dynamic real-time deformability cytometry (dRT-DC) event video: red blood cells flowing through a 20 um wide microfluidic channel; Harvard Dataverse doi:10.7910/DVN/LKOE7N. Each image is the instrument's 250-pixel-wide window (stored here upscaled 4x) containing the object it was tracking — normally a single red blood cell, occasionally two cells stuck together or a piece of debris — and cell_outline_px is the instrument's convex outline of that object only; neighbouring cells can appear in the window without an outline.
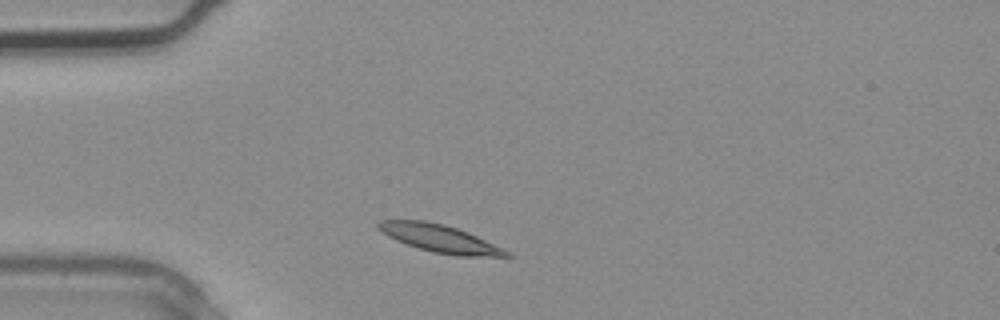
{"species": "common noctule bat (a hibernating species)", "species_latin": "Nyctalus noctula", "temperature_condition": "warm", "stored_images_in_passage": 1, "camera_frame_rate_fps": 3000, "um_per_image_px": 0.085, "animal": {"sex": "male", "body_mass_g": 20.4}, "frame": {"image": 1, "passage_image": 1, "time_ms": 0.0, "image_size_px": [1000, 320], "cell_outline_px": [[512, 256], [460, 256], [432, 252], [396, 240], [380, 232], [376, 228], [376, 224], [380, 220], [424, 220], [444, 224], [468, 232], [504, 248]], "centroid_in_image_um": [37.35, 20.26], "position_along_channel_um": 47.7, "area_um2": 20.52}}